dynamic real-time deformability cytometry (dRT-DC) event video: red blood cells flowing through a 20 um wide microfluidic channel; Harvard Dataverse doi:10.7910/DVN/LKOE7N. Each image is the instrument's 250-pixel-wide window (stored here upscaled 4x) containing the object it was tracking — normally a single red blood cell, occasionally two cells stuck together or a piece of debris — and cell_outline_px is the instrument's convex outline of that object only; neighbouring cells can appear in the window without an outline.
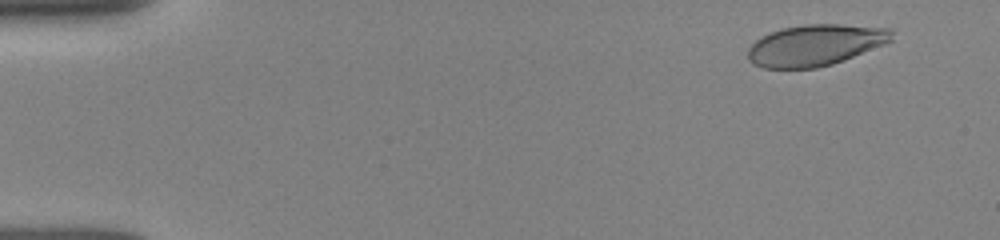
{"species": "human", "species_latin": "Homo sapiens", "temperature_condition": "room temperature", "stored_images_in_passage": 51, "camera_frame_rate_fps": 3000, "um_per_image_px": 0.085, "donor": {"sex": "female"}, "frame": {"image": 1, "passage_image": 4, "time_ms": 1.0, "image_size_px": [1000, 240], "cell_outline_px": [[892, 40], [884, 44], [844, 60], [832, 64], [816, 68], [764, 68], [752, 64], [748, 60], [748, 48], [756, 40], [772, 32], [784, 28], [804, 24], [840, 24], [888, 28], [892, 32]], "centroid_in_image_um": [69.28, 3.84], "position_along_channel_um": 15.7, "area_um2": 34.33}}
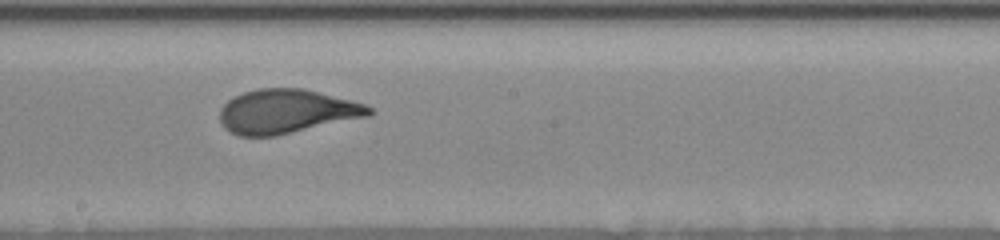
{"frame": {"image": 2, "passage_image": 29, "time_ms": 9.333, "image_size_px": [1000, 240], "cell_outline_px": [[376, 112], [368, 116], [276, 136], [240, 136], [228, 132], [224, 128], [220, 120], [220, 108], [228, 100], [244, 92], [260, 88], [300, 88], [364, 104], [372, 108]], "centroid_in_image_um": [24.32, 9.49], "position_along_channel_um": 223.9, "area_um2": 38.03}}
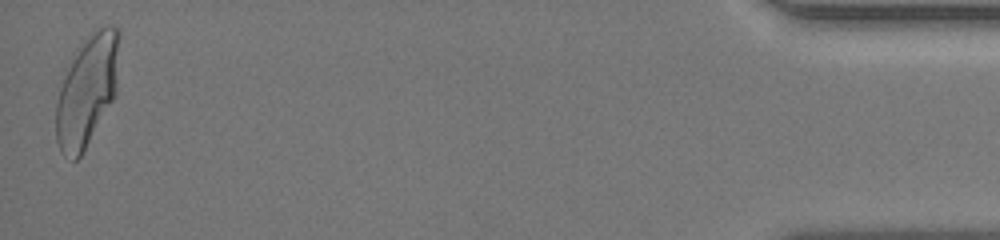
{"frame": {"image": 3, "passage_image": 51, "time_ms": 16.667, "image_size_px": [1000, 240], "cell_outline_px": [[120, 36], [116, 92], [112, 100], [80, 156], [76, 160], [72, 160], [64, 156], [60, 152], [56, 140], [56, 104], [64, 68], [68, 60], [80, 44], [92, 32], [108, 24], [120, 28]], "centroid_in_image_um": [7.38, 7.63], "position_along_channel_um": 427.8, "area_um2": 41.1}, "authors_computed_cell_mechanics": {"area_um2": 38.2058, "velocity_mm_per_s": 3.9092, "shape_relaxation_time_tau1_ms": 3.9764, "shape_relaxation_time_tau2_ms": null, "deformation_change_tau1": 0.1902, "deformation_change_tau2": null}}